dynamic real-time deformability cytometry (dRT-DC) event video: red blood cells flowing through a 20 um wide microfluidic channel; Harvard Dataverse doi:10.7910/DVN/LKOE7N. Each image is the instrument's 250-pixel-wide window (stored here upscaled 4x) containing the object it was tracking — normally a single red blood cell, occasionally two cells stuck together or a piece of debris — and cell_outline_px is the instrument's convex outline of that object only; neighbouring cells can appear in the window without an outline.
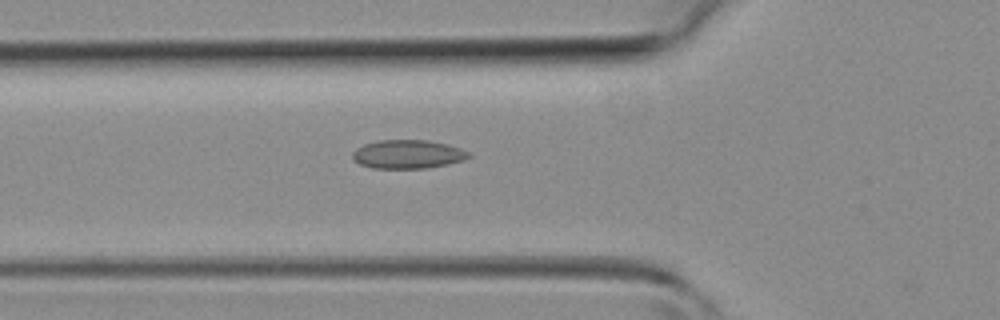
{"species": "common noctule bat (a hibernating species)", "species_latin": "Nyctalus noctula", "temperature_condition": "room temperature", "stored_images_in_passage": 35, "camera_frame_rate_fps": 3000, "um_per_image_px": 0.085, "animal": {"sex": "female", "body_mass_g": 19.3, "forearm_length_mm": 54.1}, "frame": {"image": 1, "passage_image": 8, "time_ms": 2.333, "image_size_px": [1000, 320], "cell_outline_px": [[472, 156], [464, 160], [448, 164], [424, 168], [372, 168], [360, 164], [352, 160], [352, 152], [356, 148], [364, 144], [380, 140], [428, 140], [448, 144], [460, 148], [468, 152]], "centroid_in_image_um": [34.65, 13.11], "position_along_channel_um": 91.2, "area_um2": 19.48}}
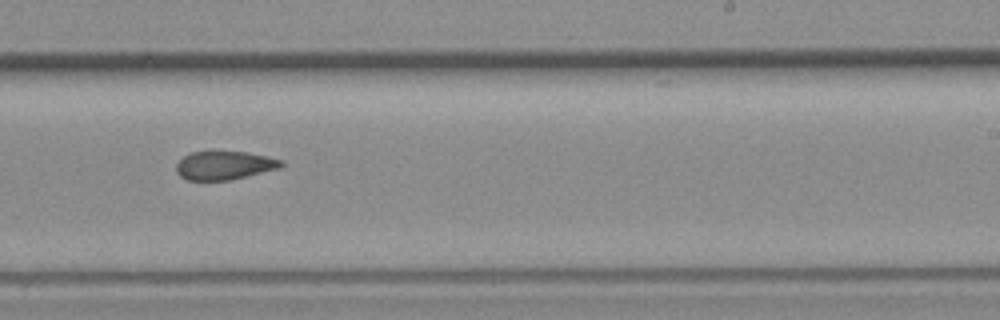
{"frame": {"image": 2, "passage_image": 19, "time_ms": 6.0, "image_size_px": [1000, 320], "cell_outline_px": [[284, 164], [280, 168], [228, 180], [188, 180], [180, 176], [176, 172], [176, 164], [184, 156], [192, 152], [244, 152], [268, 156], [284, 160]], "centroid_in_image_um": [19.08, 14.06], "position_along_channel_um": 269.9, "area_um2": 17.28}}
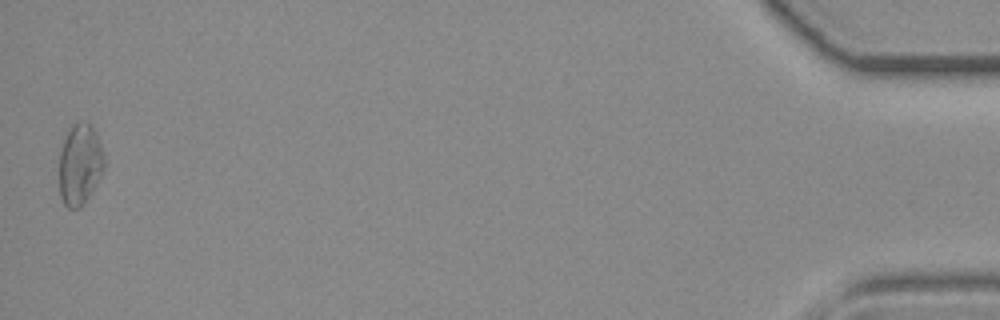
{"frame": {"image": 3, "passage_image": 35, "time_ms": 11.333, "image_size_px": [1000, 320], "cell_outline_px": [[104, 168], [100, 176], [88, 196], [80, 208], [68, 208], [64, 204], [60, 196], [60, 152], [68, 128], [76, 120], [84, 120], [96, 132], [104, 152]], "centroid_in_image_um": [6.79, 13.92], "position_along_channel_um": 428.4, "area_um2": 21.21}}